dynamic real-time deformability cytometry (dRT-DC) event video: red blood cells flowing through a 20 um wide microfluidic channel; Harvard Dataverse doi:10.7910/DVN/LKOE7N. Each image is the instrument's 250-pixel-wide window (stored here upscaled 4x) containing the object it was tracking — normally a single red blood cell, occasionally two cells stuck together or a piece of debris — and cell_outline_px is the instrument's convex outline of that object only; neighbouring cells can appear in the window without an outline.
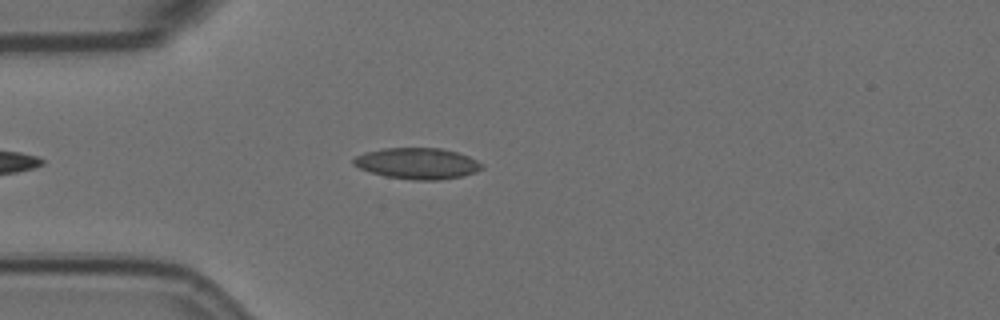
{"species": "Egyptian fruit bat (a non-hibernating species)", "species_latin": "Rousettus aegyptiacus", "temperature_condition": "room temperature", "stored_images_in_passage": 32, "camera_frame_rate_fps": 3000, "um_per_image_px": 0.085, "animal": {"sex": "female"}, "frame": {"image": 1, "passage_image": 7, "time_ms": 2.0, "image_size_px": [1000, 320], "cell_outline_px": [[484, 168], [476, 172], [460, 176], [440, 180], [412, 180], [384, 176], [360, 168], [352, 164], [352, 160], [356, 156], [364, 152], [384, 148], [440, 148], [456, 152], [468, 156], [484, 164]], "centroid_in_image_um": [35.48, 13.89], "position_along_channel_um": 49.5, "area_um2": 23.29}}
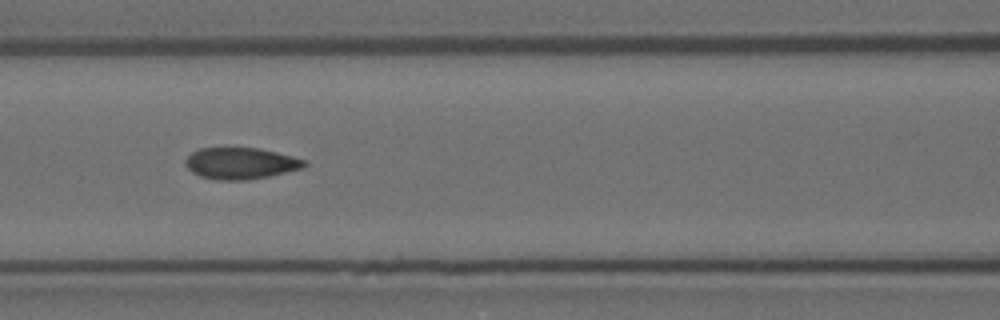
{"frame": {"image": 2, "passage_image": 16, "time_ms": 5.0, "image_size_px": [1000, 320], "cell_outline_px": [[308, 164], [304, 168], [268, 176], [244, 180], [216, 180], [200, 176], [192, 172], [184, 164], [184, 160], [192, 152], [200, 148], [260, 148], [292, 156], [304, 160]], "centroid_in_image_um": [20.44, 13.88], "position_along_channel_um": 146.2, "area_um2": 21.79}}
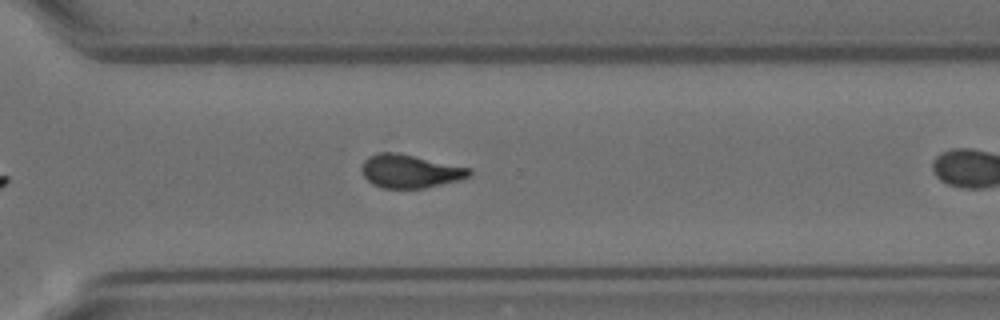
{"frame": {"image": 3, "passage_image": 28, "time_ms": 9.0, "image_size_px": [1000, 320], "cell_outline_px": [[472, 176], [460, 180], [424, 188], [384, 188], [372, 184], [364, 176], [360, 168], [364, 160], [368, 156], [376, 152], [392, 152], [472, 168]], "centroid_in_image_um": [34.85, 14.56], "position_along_channel_um": 335.8, "area_um2": 20.87}}